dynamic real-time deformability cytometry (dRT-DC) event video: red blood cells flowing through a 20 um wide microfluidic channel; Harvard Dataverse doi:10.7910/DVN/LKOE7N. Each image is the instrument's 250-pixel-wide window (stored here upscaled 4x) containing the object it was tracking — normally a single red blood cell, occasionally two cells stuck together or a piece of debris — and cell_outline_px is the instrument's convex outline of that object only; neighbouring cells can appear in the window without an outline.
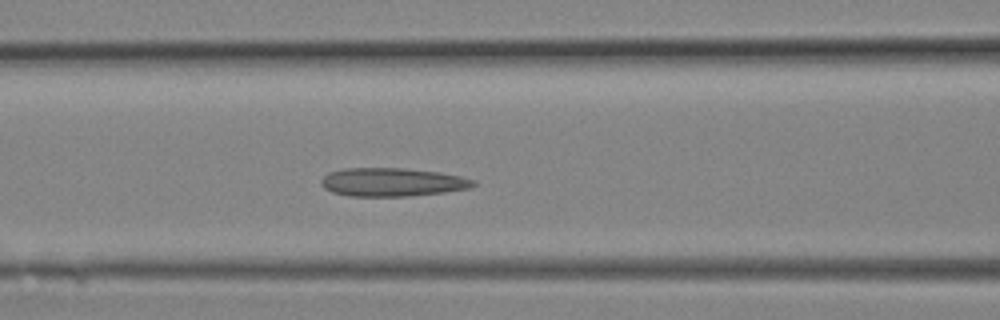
{"species": "Egyptian fruit bat (a non-hibernating species)", "species_latin": "Rousettus aegyptiacus", "temperature_condition": "room temperature", "stored_images_in_passage": 8, "camera_frame_rate_fps": 3000, "um_per_image_px": 0.085, "animal": {"sex": "female"}, "frame": {"image": 1, "passage_image": 8, "time_ms": 2.333, "image_size_px": [1000, 320], "cell_outline_px": [[476, 184], [468, 188], [444, 192], [408, 196], [348, 196], [332, 192], [324, 188], [320, 184], [320, 180], [328, 172], [344, 168], [404, 168], [440, 172], [460, 176], [476, 180]], "centroid_in_image_um": [33.31, 15.47], "position_along_channel_um": 133.3, "area_um2": 25.32}}